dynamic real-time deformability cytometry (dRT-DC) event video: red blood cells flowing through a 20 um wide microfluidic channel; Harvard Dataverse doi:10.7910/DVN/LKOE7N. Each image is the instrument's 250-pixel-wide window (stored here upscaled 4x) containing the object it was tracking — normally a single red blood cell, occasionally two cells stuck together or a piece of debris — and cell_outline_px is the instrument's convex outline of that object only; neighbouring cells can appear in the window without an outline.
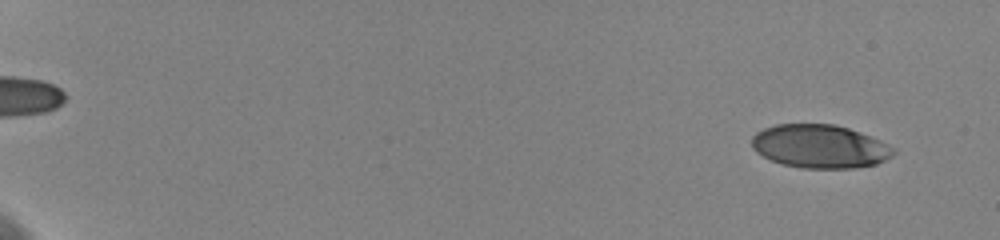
{"species": "human", "species_latin": "Homo sapiens", "temperature_condition": "cold", "stored_images_in_passage": 59, "camera_frame_rate_fps": 3000, "um_per_image_px": 0.085, "donor": {"sex": "female"}, "frame": {"image": 1, "passage_image": 4, "time_ms": 1.0, "image_size_px": [1000, 240], "cell_outline_px": [[896, 152], [892, 156], [876, 164], [852, 168], [800, 168], [784, 164], [772, 160], [756, 152], [752, 148], [752, 136], [756, 132], [764, 128], [776, 124], [832, 124], [848, 128], [860, 132], [880, 140], [896, 148]], "centroid_in_image_um": [69.69, 12.44], "position_along_channel_um": 15.3, "area_um2": 35.84}}
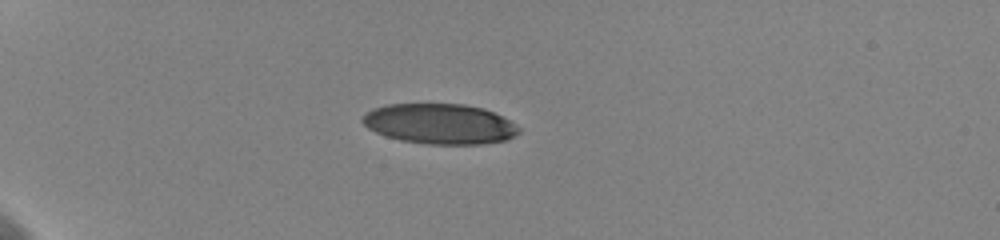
{"frame": {"image": 2, "passage_image": 18, "time_ms": 5.667, "image_size_px": [1000, 240], "cell_outline_px": [[520, 132], [504, 140], [480, 144], [428, 144], [400, 140], [384, 136], [368, 128], [360, 120], [360, 116], [372, 108], [384, 104], [464, 104], [484, 108], [508, 120], [520, 128]], "centroid_in_image_um": [37.31, 10.52], "position_along_channel_um": 47.7, "area_um2": 36.7}}
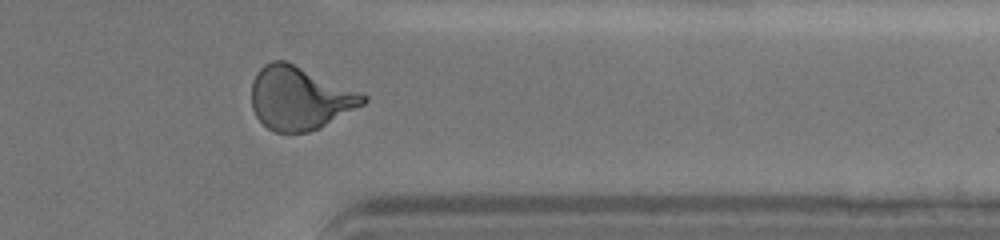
{"frame": {"image": 3, "passage_image": 50, "time_ms": 16.333, "image_size_px": [1000, 240], "cell_outline_px": [[368, 100], [364, 104], [320, 128], [308, 132], [276, 132], [268, 128], [256, 116], [252, 108], [252, 80], [256, 72], [264, 64], [272, 60], [284, 60], [360, 92], [368, 96]], "centroid_in_image_um": [25.46, 8.34], "position_along_channel_um": 385.9, "area_um2": 40.86}, "authors_computed_cell_mechanics": {"area_um2": 38.726, "velocity_mm_per_s": 3.612, "shape_relaxation_time_tau1_ms": 3.6968, "shape_relaxation_time_tau2_ms": 1.0808, "deformation_change_tau1": 0.1702, "deformation_change_tau2": 0.0797}}